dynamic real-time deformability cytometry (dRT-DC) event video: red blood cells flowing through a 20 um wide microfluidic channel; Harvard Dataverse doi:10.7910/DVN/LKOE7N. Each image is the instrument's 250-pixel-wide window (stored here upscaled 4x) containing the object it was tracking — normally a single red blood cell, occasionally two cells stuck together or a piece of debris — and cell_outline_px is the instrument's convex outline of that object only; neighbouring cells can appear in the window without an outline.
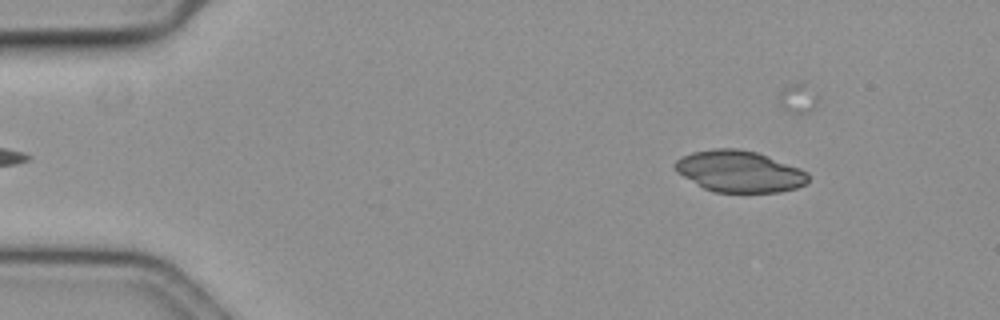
{"species": "common noctule bat (a hibernating species)", "species_latin": "Nyctalus noctula", "temperature_condition": "cold", "stored_images_in_passage": 14, "camera_frame_rate_fps": 3000, "um_per_image_px": 0.085, "animal": {"sex": "female", "body_mass_g": 19.3, "forearm_length_mm": 54.1}, "frame": {"image": 1, "passage_image": 3, "time_ms": 0.667, "image_size_px": [1000, 320], "cell_outline_px": [[808, 180], [804, 184], [796, 188], [780, 192], [716, 192], [704, 188], [676, 172], [676, 160], [680, 156], [692, 152], [712, 148], [736, 148], [756, 152], [800, 168], [808, 172]], "centroid_in_image_um": [62.84, 14.56], "position_along_channel_um": 22.2, "area_um2": 32.02}}